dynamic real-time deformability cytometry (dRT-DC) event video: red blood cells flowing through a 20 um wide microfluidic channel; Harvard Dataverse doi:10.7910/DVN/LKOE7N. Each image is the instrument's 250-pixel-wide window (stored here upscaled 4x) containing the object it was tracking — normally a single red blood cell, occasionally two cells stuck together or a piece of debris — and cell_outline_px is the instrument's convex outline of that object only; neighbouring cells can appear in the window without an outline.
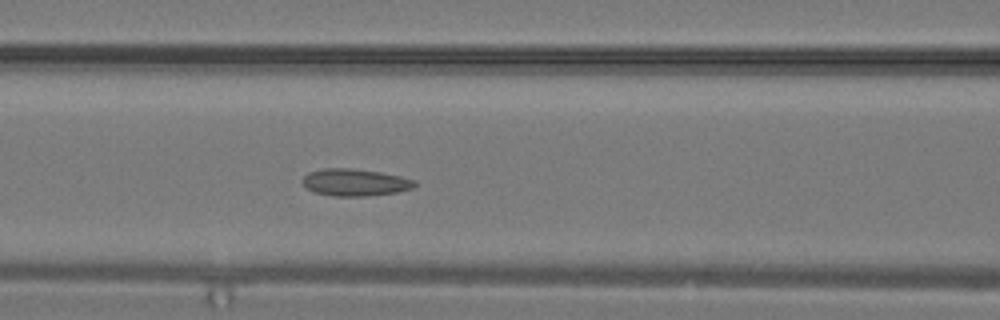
{"species": "common noctule bat (a hibernating species)", "species_latin": "Nyctalus noctula", "temperature_condition": "warm", "stored_images_in_passage": 14, "camera_frame_rate_fps": 3000, "um_per_image_px": 0.085, "animal": {"sex": "male", "body_mass_g": 19.2, "forearm_length_mm": 51.8}, "frame": {"image": 1, "passage_image": 12, "time_ms": 3.667, "image_size_px": [1000, 320], "cell_outline_px": [[416, 184], [412, 188], [396, 192], [368, 196], [332, 196], [312, 192], [300, 180], [308, 172], [324, 168], [352, 168], [380, 172], [400, 176], [416, 180]], "centroid_in_image_um": [30.15, 15.5], "position_along_channel_um": 136.5, "area_um2": 17.8}}
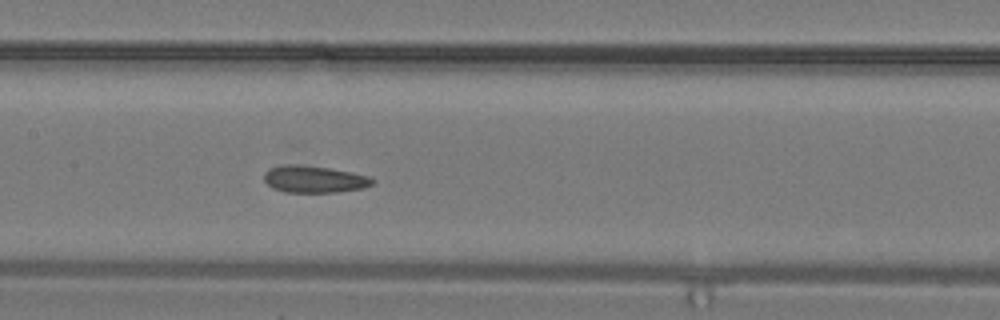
{"frame": {"image": 2, "passage_image": 14, "time_ms": 4.333, "image_size_px": [1000, 320], "cell_outline_px": [[376, 180], [372, 184], [364, 188], [336, 192], [288, 192], [272, 188], [264, 180], [264, 172], [268, 168], [284, 164], [300, 164], [328, 168], [352, 172], [368, 176]], "centroid_in_image_um": [26.69, 15.22], "position_along_channel_um": 180.7, "area_um2": 17.11}}